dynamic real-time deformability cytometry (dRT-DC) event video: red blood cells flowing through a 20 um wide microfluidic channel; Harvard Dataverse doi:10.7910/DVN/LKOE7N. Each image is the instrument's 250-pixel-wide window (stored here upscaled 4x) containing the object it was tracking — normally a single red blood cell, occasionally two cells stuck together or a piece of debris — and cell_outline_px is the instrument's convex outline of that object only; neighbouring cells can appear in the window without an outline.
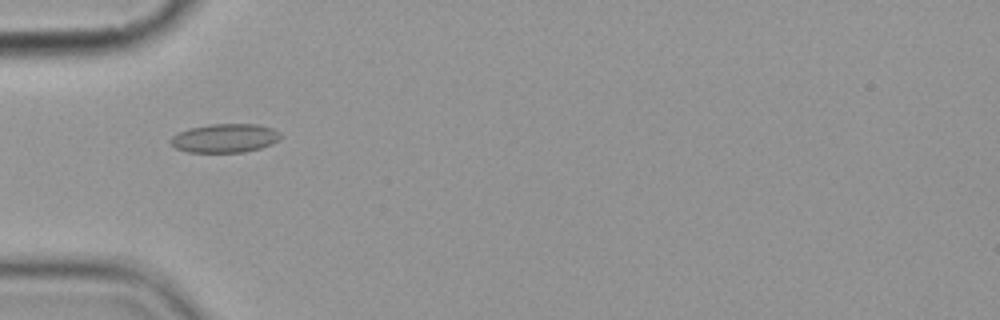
{"species": "common noctule bat (a hibernating species)", "species_latin": "Nyctalus noctula", "temperature_condition": "cold", "stored_images_in_passage": 8, "camera_frame_rate_fps": 3000, "um_per_image_px": 0.085, "animal": {"sex": "female", "body_mass_g": 19.9}, "frame": {"image": 1, "passage_image": 3, "time_ms": 2.333, "image_size_px": [1000, 320], "cell_outline_px": [[284, 136], [280, 140], [272, 144], [260, 148], [244, 152], [188, 152], [176, 148], [168, 140], [176, 132], [188, 128], [208, 124], [260, 124], [272, 128], [280, 132]], "centroid_in_image_um": [19.13, 11.73], "position_along_channel_um": 65.9, "area_um2": 18.79}}
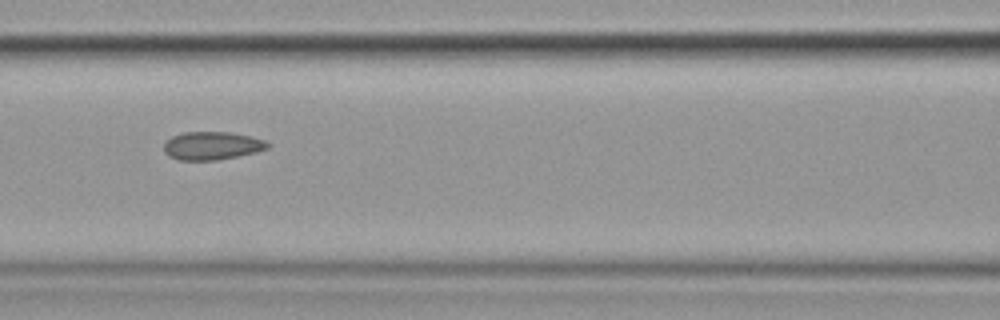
{"frame": {"image": 2, "passage_image": 5, "time_ms": 4.667, "image_size_px": [1000, 320], "cell_outline_px": [[272, 144], [268, 148], [256, 152], [216, 160], [176, 160], [168, 156], [164, 152], [164, 140], [172, 136], [184, 132], [228, 132], [252, 136], [264, 140]], "centroid_in_image_um": [18.0, 12.38], "position_along_channel_um": 148.6, "area_um2": 17.17}}
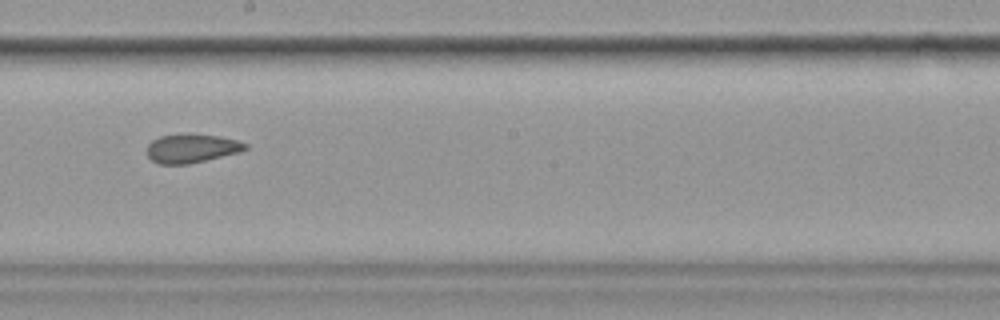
{"frame": {"image": 3, "passage_image": 7, "time_ms": 7.0, "image_size_px": [1000, 320], "cell_outline_px": [[248, 148], [240, 152], [188, 164], [160, 164], [152, 160], [148, 156], [148, 144], [152, 140], [160, 136], [220, 136], [236, 140], [248, 144]], "centroid_in_image_um": [16.31, 12.64], "position_along_channel_um": 231.9, "area_um2": 15.84}}